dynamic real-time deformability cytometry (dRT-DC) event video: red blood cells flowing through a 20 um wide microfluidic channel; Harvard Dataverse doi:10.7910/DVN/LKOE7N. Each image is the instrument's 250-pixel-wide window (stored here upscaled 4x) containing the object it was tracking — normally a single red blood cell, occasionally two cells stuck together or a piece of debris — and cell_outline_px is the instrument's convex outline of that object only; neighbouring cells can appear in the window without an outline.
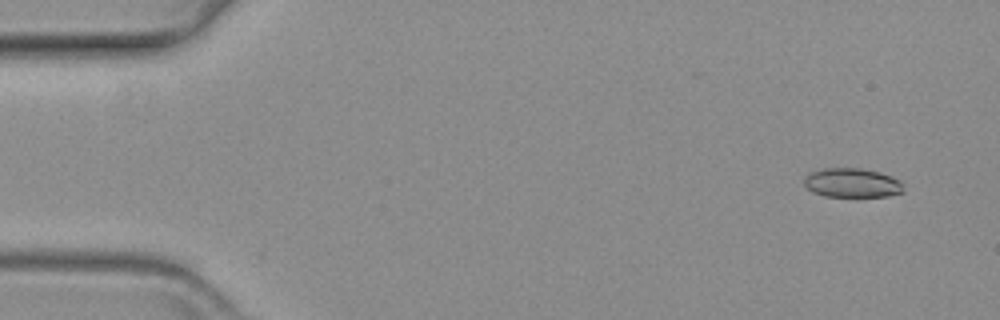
{"species": "common noctule bat (a hibernating species)", "species_latin": "Nyctalus noctula", "temperature_condition": "warm", "stored_images_in_passage": 60, "camera_frame_rate_fps": 3000, "um_per_image_px": 0.085, "animal": {"sex": "female", "body_mass_g": 19.3, "forearm_length_mm": 54.1}, "frame": {"image": 1, "passage_image": 4, "time_ms": 1.0, "image_size_px": [1000, 320], "cell_outline_px": [[904, 192], [888, 196], [824, 196], [812, 192], [804, 184], [804, 176], [812, 172], [824, 168], [860, 168], [880, 172], [892, 176], [900, 180], [904, 184]], "centroid_in_image_um": [72.46, 15.54], "position_along_channel_um": 12.5, "area_um2": 17.05}}
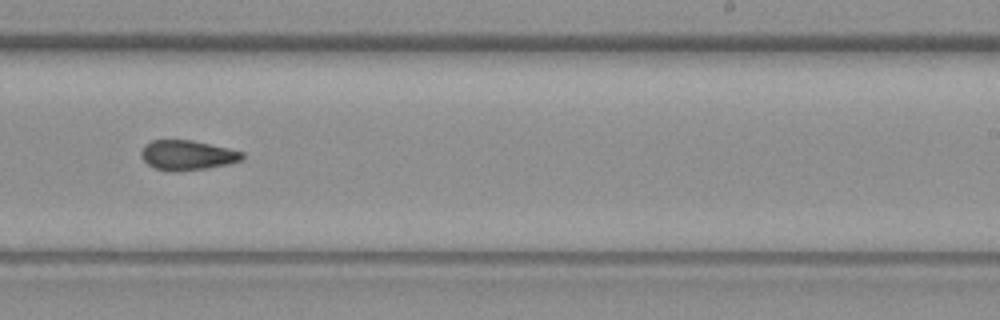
{"frame": {"image": 2, "passage_image": 37, "time_ms": 12.0, "image_size_px": [1000, 320], "cell_outline_px": [[244, 160], [228, 164], [208, 168], [176, 172], [172, 172], [156, 168], [148, 164], [140, 156], [140, 152], [144, 144], [152, 140], [192, 140], [228, 148], [244, 152]], "centroid_in_image_um": [15.93, 13.19], "position_along_channel_um": 273.1, "area_um2": 17.74}}
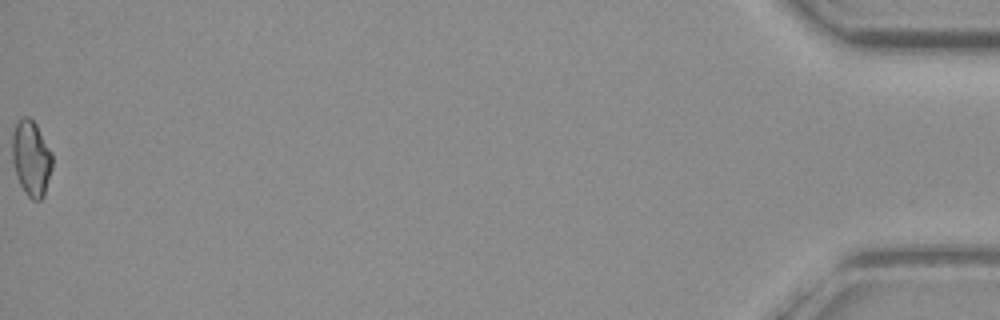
{"frame": {"image": 3, "passage_image": 60, "time_ms": 19.667, "image_size_px": [1000, 320], "cell_outline_px": [[52, 168], [44, 196], [40, 200], [32, 200], [24, 192], [16, 176], [12, 160], [12, 132], [16, 120], [24, 116], [28, 116], [36, 124], [52, 152]], "centroid_in_image_um": [2.64, 13.43], "position_along_channel_um": 432.6, "area_um2": 17.92}}